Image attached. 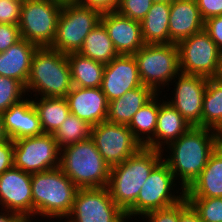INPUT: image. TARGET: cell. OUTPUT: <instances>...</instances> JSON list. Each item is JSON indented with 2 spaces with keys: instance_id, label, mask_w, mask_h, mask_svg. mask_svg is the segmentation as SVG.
<instances>
[{
  "instance_id": "cell-1",
  "label": "cell",
  "mask_w": 222,
  "mask_h": 222,
  "mask_svg": "<svg viewBox=\"0 0 222 222\" xmlns=\"http://www.w3.org/2000/svg\"><path fill=\"white\" fill-rule=\"evenodd\" d=\"M216 148L215 130L193 126L164 147L169 155L164 154L166 158L163 157V160L168 164L175 180L186 190L200 175Z\"/></svg>"
},
{
  "instance_id": "cell-2",
  "label": "cell",
  "mask_w": 222,
  "mask_h": 222,
  "mask_svg": "<svg viewBox=\"0 0 222 222\" xmlns=\"http://www.w3.org/2000/svg\"><path fill=\"white\" fill-rule=\"evenodd\" d=\"M162 159V151L142 147L122 163L110 167L107 187L111 198L124 213L134 205L145 180Z\"/></svg>"
},
{
  "instance_id": "cell-3",
  "label": "cell",
  "mask_w": 222,
  "mask_h": 222,
  "mask_svg": "<svg viewBox=\"0 0 222 222\" xmlns=\"http://www.w3.org/2000/svg\"><path fill=\"white\" fill-rule=\"evenodd\" d=\"M78 189L60 167L32 173L33 217L67 219Z\"/></svg>"
},
{
  "instance_id": "cell-4",
  "label": "cell",
  "mask_w": 222,
  "mask_h": 222,
  "mask_svg": "<svg viewBox=\"0 0 222 222\" xmlns=\"http://www.w3.org/2000/svg\"><path fill=\"white\" fill-rule=\"evenodd\" d=\"M25 89L28 97L34 92L33 97H66L72 89L66 54L50 47H38L31 61Z\"/></svg>"
},
{
  "instance_id": "cell-5",
  "label": "cell",
  "mask_w": 222,
  "mask_h": 222,
  "mask_svg": "<svg viewBox=\"0 0 222 222\" xmlns=\"http://www.w3.org/2000/svg\"><path fill=\"white\" fill-rule=\"evenodd\" d=\"M59 167L78 188L108 186L110 166L90 137L61 149Z\"/></svg>"
},
{
  "instance_id": "cell-6",
  "label": "cell",
  "mask_w": 222,
  "mask_h": 222,
  "mask_svg": "<svg viewBox=\"0 0 222 222\" xmlns=\"http://www.w3.org/2000/svg\"><path fill=\"white\" fill-rule=\"evenodd\" d=\"M133 56L142 84L155 93L161 94L160 90L166 85L169 87L180 73L179 52L175 43L145 44Z\"/></svg>"
},
{
  "instance_id": "cell-7",
  "label": "cell",
  "mask_w": 222,
  "mask_h": 222,
  "mask_svg": "<svg viewBox=\"0 0 222 222\" xmlns=\"http://www.w3.org/2000/svg\"><path fill=\"white\" fill-rule=\"evenodd\" d=\"M177 183L168 164L162 159L145 180L134 205L125 213L127 220H131L133 216L140 218L149 211L166 208L181 201L185 197V190L179 184L176 188Z\"/></svg>"
},
{
  "instance_id": "cell-8",
  "label": "cell",
  "mask_w": 222,
  "mask_h": 222,
  "mask_svg": "<svg viewBox=\"0 0 222 222\" xmlns=\"http://www.w3.org/2000/svg\"><path fill=\"white\" fill-rule=\"evenodd\" d=\"M101 15L100 11L77 3L63 4L50 48L64 54L78 52L90 31L100 23Z\"/></svg>"
},
{
  "instance_id": "cell-9",
  "label": "cell",
  "mask_w": 222,
  "mask_h": 222,
  "mask_svg": "<svg viewBox=\"0 0 222 222\" xmlns=\"http://www.w3.org/2000/svg\"><path fill=\"white\" fill-rule=\"evenodd\" d=\"M62 7L54 0H23L19 23L21 38L38 47H50Z\"/></svg>"
},
{
  "instance_id": "cell-10",
  "label": "cell",
  "mask_w": 222,
  "mask_h": 222,
  "mask_svg": "<svg viewBox=\"0 0 222 222\" xmlns=\"http://www.w3.org/2000/svg\"><path fill=\"white\" fill-rule=\"evenodd\" d=\"M176 45L181 73L207 78L216 75L221 52L204 29L179 41Z\"/></svg>"
},
{
  "instance_id": "cell-11",
  "label": "cell",
  "mask_w": 222,
  "mask_h": 222,
  "mask_svg": "<svg viewBox=\"0 0 222 222\" xmlns=\"http://www.w3.org/2000/svg\"><path fill=\"white\" fill-rule=\"evenodd\" d=\"M66 222H128L108 187L79 188Z\"/></svg>"
},
{
  "instance_id": "cell-12",
  "label": "cell",
  "mask_w": 222,
  "mask_h": 222,
  "mask_svg": "<svg viewBox=\"0 0 222 222\" xmlns=\"http://www.w3.org/2000/svg\"><path fill=\"white\" fill-rule=\"evenodd\" d=\"M90 138L110 167L122 163L143 147L127 125L107 120L91 126Z\"/></svg>"
},
{
  "instance_id": "cell-13",
  "label": "cell",
  "mask_w": 222,
  "mask_h": 222,
  "mask_svg": "<svg viewBox=\"0 0 222 222\" xmlns=\"http://www.w3.org/2000/svg\"><path fill=\"white\" fill-rule=\"evenodd\" d=\"M14 143V167L38 173L60 166L61 149L53 134L17 139Z\"/></svg>"
},
{
  "instance_id": "cell-14",
  "label": "cell",
  "mask_w": 222,
  "mask_h": 222,
  "mask_svg": "<svg viewBox=\"0 0 222 222\" xmlns=\"http://www.w3.org/2000/svg\"><path fill=\"white\" fill-rule=\"evenodd\" d=\"M170 103L193 127H202V105L208 78L201 75L179 73L175 79Z\"/></svg>"
},
{
  "instance_id": "cell-15",
  "label": "cell",
  "mask_w": 222,
  "mask_h": 222,
  "mask_svg": "<svg viewBox=\"0 0 222 222\" xmlns=\"http://www.w3.org/2000/svg\"><path fill=\"white\" fill-rule=\"evenodd\" d=\"M0 205L33 222L31 173L13 167L0 174Z\"/></svg>"
},
{
  "instance_id": "cell-16",
  "label": "cell",
  "mask_w": 222,
  "mask_h": 222,
  "mask_svg": "<svg viewBox=\"0 0 222 222\" xmlns=\"http://www.w3.org/2000/svg\"><path fill=\"white\" fill-rule=\"evenodd\" d=\"M142 85L133 55H118L105 65L101 89L108 102Z\"/></svg>"
},
{
  "instance_id": "cell-17",
  "label": "cell",
  "mask_w": 222,
  "mask_h": 222,
  "mask_svg": "<svg viewBox=\"0 0 222 222\" xmlns=\"http://www.w3.org/2000/svg\"><path fill=\"white\" fill-rule=\"evenodd\" d=\"M100 22L104 25L118 55H134L145 45L139 21L114 11L102 13Z\"/></svg>"
},
{
  "instance_id": "cell-18",
  "label": "cell",
  "mask_w": 222,
  "mask_h": 222,
  "mask_svg": "<svg viewBox=\"0 0 222 222\" xmlns=\"http://www.w3.org/2000/svg\"><path fill=\"white\" fill-rule=\"evenodd\" d=\"M65 98L70 114L86 121L90 126L107 120L109 102L101 87L81 88L72 86Z\"/></svg>"
},
{
  "instance_id": "cell-19",
  "label": "cell",
  "mask_w": 222,
  "mask_h": 222,
  "mask_svg": "<svg viewBox=\"0 0 222 222\" xmlns=\"http://www.w3.org/2000/svg\"><path fill=\"white\" fill-rule=\"evenodd\" d=\"M1 116L8 139L15 141L44 134L32 97L29 99L26 96V99L12 105Z\"/></svg>"
},
{
  "instance_id": "cell-20",
  "label": "cell",
  "mask_w": 222,
  "mask_h": 222,
  "mask_svg": "<svg viewBox=\"0 0 222 222\" xmlns=\"http://www.w3.org/2000/svg\"><path fill=\"white\" fill-rule=\"evenodd\" d=\"M204 22L196 0H172L169 17L170 44H177L202 31Z\"/></svg>"
},
{
  "instance_id": "cell-21",
  "label": "cell",
  "mask_w": 222,
  "mask_h": 222,
  "mask_svg": "<svg viewBox=\"0 0 222 222\" xmlns=\"http://www.w3.org/2000/svg\"><path fill=\"white\" fill-rule=\"evenodd\" d=\"M161 101L159 100L155 135L144 147L164 152V146L177 140L192 126L170 103L166 100Z\"/></svg>"
},
{
  "instance_id": "cell-22",
  "label": "cell",
  "mask_w": 222,
  "mask_h": 222,
  "mask_svg": "<svg viewBox=\"0 0 222 222\" xmlns=\"http://www.w3.org/2000/svg\"><path fill=\"white\" fill-rule=\"evenodd\" d=\"M38 46L21 38L18 42L0 53V76L13 78L26 86L31 61Z\"/></svg>"
},
{
  "instance_id": "cell-23",
  "label": "cell",
  "mask_w": 222,
  "mask_h": 222,
  "mask_svg": "<svg viewBox=\"0 0 222 222\" xmlns=\"http://www.w3.org/2000/svg\"><path fill=\"white\" fill-rule=\"evenodd\" d=\"M186 198L222 197V152L216 148L200 175L185 190Z\"/></svg>"
},
{
  "instance_id": "cell-24",
  "label": "cell",
  "mask_w": 222,
  "mask_h": 222,
  "mask_svg": "<svg viewBox=\"0 0 222 222\" xmlns=\"http://www.w3.org/2000/svg\"><path fill=\"white\" fill-rule=\"evenodd\" d=\"M156 93L148 86H140L127 91L123 96L109 101L107 121L128 125L132 117Z\"/></svg>"
},
{
  "instance_id": "cell-25",
  "label": "cell",
  "mask_w": 222,
  "mask_h": 222,
  "mask_svg": "<svg viewBox=\"0 0 222 222\" xmlns=\"http://www.w3.org/2000/svg\"><path fill=\"white\" fill-rule=\"evenodd\" d=\"M170 2H154L140 21L145 44H170Z\"/></svg>"
},
{
  "instance_id": "cell-26",
  "label": "cell",
  "mask_w": 222,
  "mask_h": 222,
  "mask_svg": "<svg viewBox=\"0 0 222 222\" xmlns=\"http://www.w3.org/2000/svg\"><path fill=\"white\" fill-rule=\"evenodd\" d=\"M70 67L72 86L81 88L101 87L105 65L78 52L66 54Z\"/></svg>"
},
{
  "instance_id": "cell-27",
  "label": "cell",
  "mask_w": 222,
  "mask_h": 222,
  "mask_svg": "<svg viewBox=\"0 0 222 222\" xmlns=\"http://www.w3.org/2000/svg\"><path fill=\"white\" fill-rule=\"evenodd\" d=\"M32 103L38 113L44 134H54L70 115L65 97H35Z\"/></svg>"
},
{
  "instance_id": "cell-28",
  "label": "cell",
  "mask_w": 222,
  "mask_h": 222,
  "mask_svg": "<svg viewBox=\"0 0 222 222\" xmlns=\"http://www.w3.org/2000/svg\"><path fill=\"white\" fill-rule=\"evenodd\" d=\"M78 53L104 65L110 63L118 56L112 40L101 22L97 24L84 39L83 45Z\"/></svg>"
},
{
  "instance_id": "cell-29",
  "label": "cell",
  "mask_w": 222,
  "mask_h": 222,
  "mask_svg": "<svg viewBox=\"0 0 222 222\" xmlns=\"http://www.w3.org/2000/svg\"><path fill=\"white\" fill-rule=\"evenodd\" d=\"M160 94L156 93L139 111L132 117L127 127L134 137L144 147L155 135L159 111Z\"/></svg>"
},
{
  "instance_id": "cell-30",
  "label": "cell",
  "mask_w": 222,
  "mask_h": 222,
  "mask_svg": "<svg viewBox=\"0 0 222 222\" xmlns=\"http://www.w3.org/2000/svg\"><path fill=\"white\" fill-rule=\"evenodd\" d=\"M222 126V83L208 78L202 105V127L217 130Z\"/></svg>"
},
{
  "instance_id": "cell-31",
  "label": "cell",
  "mask_w": 222,
  "mask_h": 222,
  "mask_svg": "<svg viewBox=\"0 0 222 222\" xmlns=\"http://www.w3.org/2000/svg\"><path fill=\"white\" fill-rule=\"evenodd\" d=\"M91 134V126L77 116L70 114L53 134L60 149L77 142L87 140Z\"/></svg>"
},
{
  "instance_id": "cell-32",
  "label": "cell",
  "mask_w": 222,
  "mask_h": 222,
  "mask_svg": "<svg viewBox=\"0 0 222 222\" xmlns=\"http://www.w3.org/2000/svg\"><path fill=\"white\" fill-rule=\"evenodd\" d=\"M25 96L26 89L21 82L13 78L0 76V114L23 100Z\"/></svg>"
},
{
  "instance_id": "cell-33",
  "label": "cell",
  "mask_w": 222,
  "mask_h": 222,
  "mask_svg": "<svg viewBox=\"0 0 222 222\" xmlns=\"http://www.w3.org/2000/svg\"><path fill=\"white\" fill-rule=\"evenodd\" d=\"M187 200L204 222H222V197Z\"/></svg>"
},
{
  "instance_id": "cell-34",
  "label": "cell",
  "mask_w": 222,
  "mask_h": 222,
  "mask_svg": "<svg viewBox=\"0 0 222 222\" xmlns=\"http://www.w3.org/2000/svg\"><path fill=\"white\" fill-rule=\"evenodd\" d=\"M153 3L152 0H120L116 12L140 22L145 18Z\"/></svg>"
},
{
  "instance_id": "cell-35",
  "label": "cell",
  "mask_w": 222,
  "mask_h": 222,
  "mask_svg": "<svg viewBox=\"0 0 222 222\" xmlns=\"http://www.w3.org/2000/svg\"><path fill=\"white\" fill-rule=\"evenodd\" d=\"M188 205L189 202L187 198L184 197L181 201L172 206L147 212L145 215L142 216V219H148L147 222H178L179 214Z\"/></svg>"
},
{
  "instance_id": "cell-36",
  "label": "cell",
  "mask_w": 222,
  "mask_h": 222,
  "mask_svg": "<svg viewBox=\"0 0 222 222\" xmlns=\"http://www.w3.org/2000/svg\"><path fill=\"white\" fill-rule=\"evenodd\" d=\"M22 0H0V23L19 25Z\"/></svg>"
},
{
  "instance_id": "cell-37",
  "label": "cell",
  "mask_w": 222,
  "mask_h": 222,
  "mask_svg": "<svg viewBox=\"0 0 222 222\" xmlns=\"http://www.w3.org/2000/svg\"><path fill=\"white\" fill-rule=\"evenodd\" d=\"M21 39L19 25L0 23V53Z\"/></svg>"
},
{
  "instance_id": "cell-38",
  "label": "cell",
  "mask_w": 222,
  "mask_h": 222,
  "mask_svg": "<svg viewBox=\"0 0 222 222\" xmlns=\"http://www.w3.org/2000/svg\"><path fill=\"white\" fill-rule=\"evenodd\" d=\"M204 30L209 34L222 53V15L205 20Z\"/></svg>"
},
{
  "instance_id": "cell-39",
  "label": "cell",
  "mask_w": 222,
  "mask_h": 222,
  "mask_svg": "<svg viewBox=\"0 0 222 222\" xmlns=\"http://www.w3.org/2000/svg\"><path fill=\"white\" fill-rule=\"evenodd\" d=\"M14 143L7 139L0 142V174L14 167Z\"/></svg>"
},
{
  "instance_id": "cell-40",
  "label": "cell",
  "mask_w": 222,
  "mask_h": 222,
  "mask_svg": "<svg viewBox=\"0 0 222 222\" xmlns=\"http://www.w3.org/2000/svg\"><path fill=\"white\" fill-rule=\"evenodd\" d=\"M203 20L222 15V0H196Z\"/></svg>"
},
{
  "instance_id": "cell-41",
  "label": "cell",
  "mask_w": 222,
  "mask_h": 222,
  "mask_svg": "<svg viewBox=\"0 0 222 222\" xmlns=\"http://www.w3.org/2000/svg\"><path fill=\"white\" fill-rule=\"evenodd\" d=\"M120 0H79L77 4L96 9L101 13L116 11Z\"/></svg>"
},
{
  "instance_id": "cell-42",
  "label": "cell",
  "mask_w": 222,
  "mask_h": 222,
  "mask_svg": "<svg viewBox=\"0 0 222 222\" xmlns=\"http://www.w3.org/2000/svg\"><path fill=\"white\" fill-rule=\"evenodd\" d=\"M178 222H204L194 208L189 204L180 214Z\"/></svg>"
},
{
  "instance_id": "cell-43",
  "label": "cell",
  "mask_w": 222,
  "mask_h": 222,
  "mask_svg": "<svg viewBox=\"0 0 222 222\" xmlns=\"http://www.w3.org/2000/svg\"><path fill=\"white\" fill-rule=\"evenodd\" d=\"M0 210H1L0 222H28L17 213L10 212V211L4 210V209H0Z\"/></svg>"
},
{
  "instance_id": "cell-44",
  "label": "cell",
  "mask_w": 222,
  "mask_h": 222,
  "mask_svg": "<svg viewBox=\"0 0 222 222\" xmlns=\"http://www.w3.org/2000/svg\"><path fill=\"white\" fill-rule=\"evenodd\" d=\"M216 147L222 152V126L216 131Z\"/></svg>"
},
{
  "instance_id": "cell-45",
  "label": "cell",
  "mask_w": 222,
  "mask_h": 222,
  "mask_svg": "<svg viewBox=\"0 0 222 222\" xmlns=\"http://www.w3.org/2000/svg\"><path fill=\"white\" fill-rule=\"evenodd\" d=\"M217 82L222 83V53L220 55V60L218 63V69L216 75L213 77Z\"/></svg>"
},
{
  "instance_id": "cell-46",
  "label": "cell",
  "mask_w": 222,
  "mask_h": 222,
  "mask_svg": "<svg viewBox=\"0 0 222 222\" xmlns=\"http://www.w3.org/2000/svg\"><path fill=\"white\" fill-rule=\"evenodd\" d=\"M8 137L5 133L4 127H3V123H2V116L0 114V142H3L5 140H7Z\"/></svg>"
},
{
  "instance_id": "cell-47",
  "label": "cell",
  "mask_w": 222,
  "mask_h": 222,
  "mask_svg": "<svg viewBox=\"0 0 222 222\" xmlns=\"http://www.w3.org/2000/svg\"><path fill=\"white\" fill-rule=\"evenodd\" d=\"M56 2L63 4H69V3H77L79 0H54Z\"/></svg>"
},
{
  "instance_id": "cell-48",
  "label": "cell",
  "mask_w": 222,
  "mask_h": 222,
  "mask_svg": "<svg viewBox=\"0 0 222 222\" xmlns=\"http://www.w3.org/2000/svg\"><path fill=\"white\" fill-rule=\"evenodd\" d=\"M153 2H171L172 0H152Z\"/></svg>"
}]
</instances>
